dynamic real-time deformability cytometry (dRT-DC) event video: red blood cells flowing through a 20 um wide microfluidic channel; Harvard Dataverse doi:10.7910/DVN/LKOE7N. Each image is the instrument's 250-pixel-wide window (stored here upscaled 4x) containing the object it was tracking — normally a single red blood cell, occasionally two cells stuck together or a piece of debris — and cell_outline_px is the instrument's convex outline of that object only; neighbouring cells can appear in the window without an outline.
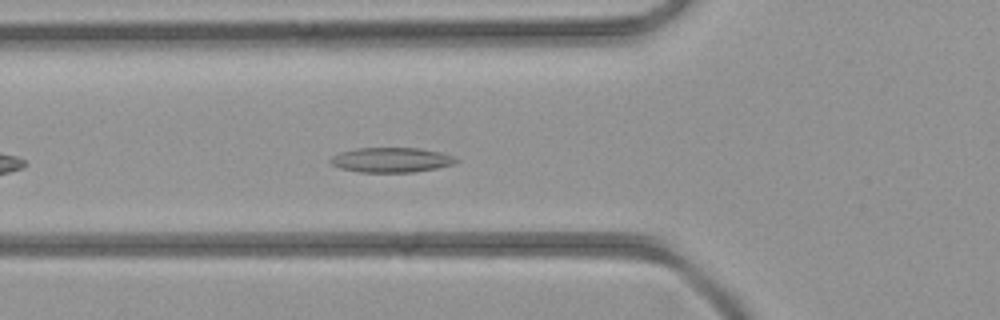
{"species": "common noctule bat (a hibernating species)", "species_latin": "Nyctalus noctula", "temperature_condition": "room temperature", "stored_images_in_passage": 33, "camera_frame_rate_fps": 3000, "um_per_image_px": 0.085, "animal": {"sex": "female", "body_mass_g": 21.9}, "frame": {"image": 1, "passage_image": 5, "time_ms": 1.333, "image_size_px": [1000, 320], "cell_outline_px": [[460, 160], [452, 164], [436, 168], [416, 172], [360, 172], [340, 168], [332, 164], [328, 160], [332, 156], [340, 152], [356, 148], [420, 148], [440, 152], [452, 156]], "centroid_in_image_um": [33.24, 13.59], "position_along_channel_um": 92.6, "area_um2": 18.15}}
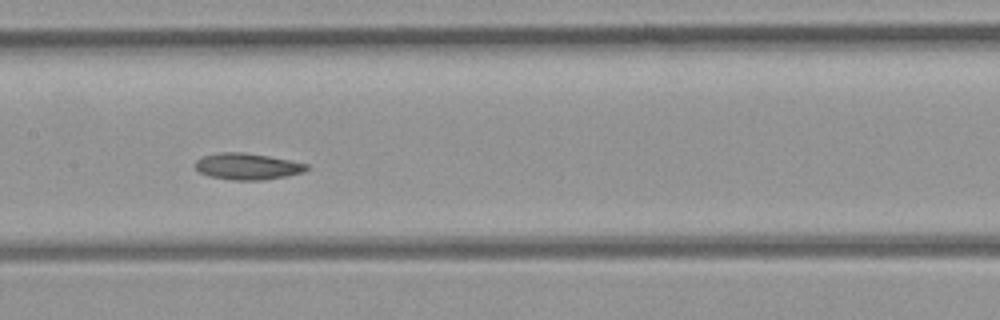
{"frame": {"image": 2, "passage_image": 11, "time_ms": 3.333, "image_size_px": [1000, 320], "cell_outline_px": [[308, 168], [304, 172], [264, 180], [232, 180], [208, 176], [200, 172], [196, 168], [196, 160], [204, 156], [216, 152], [244, 152], [268, 156], [308, 164]], "centroid_in_image_um": [21.0, 14.14], "position_along_channel_um": 186.4, "area_um2": 17.05}}
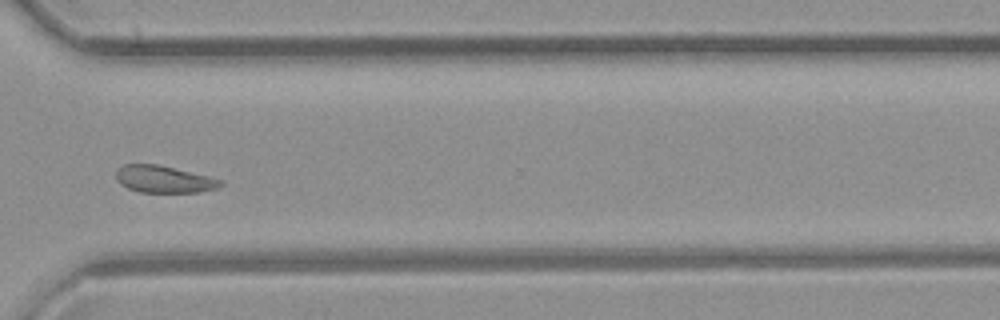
{"frame": {"image": 3, "passage_image": 22, "time_ms": 7.0, "image_size_px": [1000, 320], "cell_outline_px": [[224, 184], [216, 188], [200, 192], [140, 192], [128, 188], [120, 184], [116, 180], [116, 168], [124, 164], [156, 164], [208, 176], [224, 180]], "centroid_in_image_um": [13.91, 15.23], "position_along_channel_um": 356.7, "area_um2": 16.47}}